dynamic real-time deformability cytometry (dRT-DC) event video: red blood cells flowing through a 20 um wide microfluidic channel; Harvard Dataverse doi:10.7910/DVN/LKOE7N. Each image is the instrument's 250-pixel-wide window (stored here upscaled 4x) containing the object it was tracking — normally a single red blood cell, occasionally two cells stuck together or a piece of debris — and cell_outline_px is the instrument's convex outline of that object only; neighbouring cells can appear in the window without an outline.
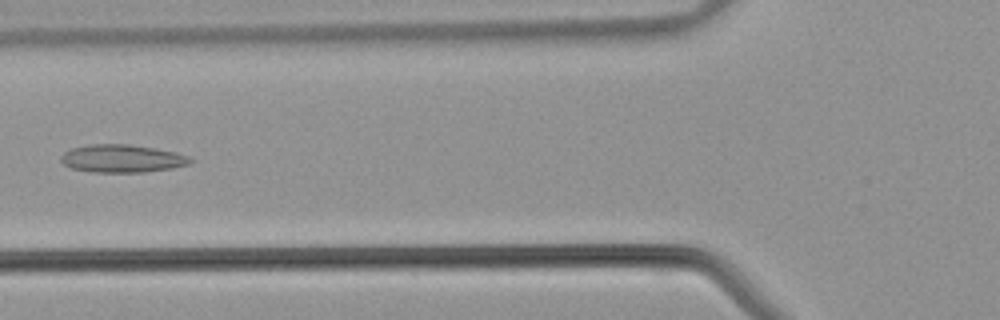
{"species": "common noctule bat (a hibernating species)", "species_latin": "Nyctalus noctula", "temperature_condition": "warm", "stored_images_in_passage": 39, "camera_frame_rate_fps": 3000, "um_per_image_px": 0.085, "animal": {"sex": "male", "body_mass_g": 21.5, "forearm_length_mm": 52.0}, "frame": {"image": 1, "passage_image": 13, "time_ms": 4.0, "image_size_px": [1000, 320], "cell_outline_px": [[196, 160], [188, 164], [172, 168], [144, 172], [92, 172], [72, 168], [64, 164], [60, 160], [60, 156], [64, 152], [72, 148], [88, 144], [128, 144], [176, 152], [188, 156]], "centroid_in_image_um": [10.37, 13.47], "position_along_channel_um": 115.4, "area_um2": 20.98}}
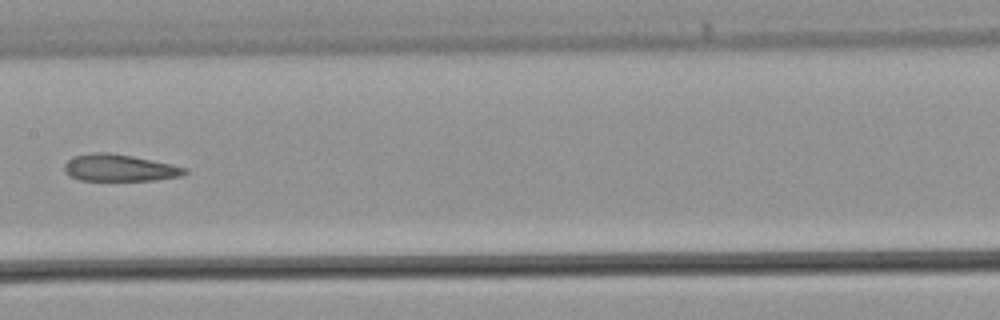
{"frame": {"image": 2, "passage_image": 18, "time_ms": 5.667, "image_size_px": [1000, 320], "cell_outline_px": [[188, 172], [180, 176], [152, 180], [80, 180], [68, 176], [64, 172], [64, 164], [72, 156], [96, 152], [108, 152], [132, 156], [172, 164], [188, 168]], "centroid_in_image_um": [10.12, 14.26], "position_along_channel_um": 197.3, "area_um2": 18.9}}
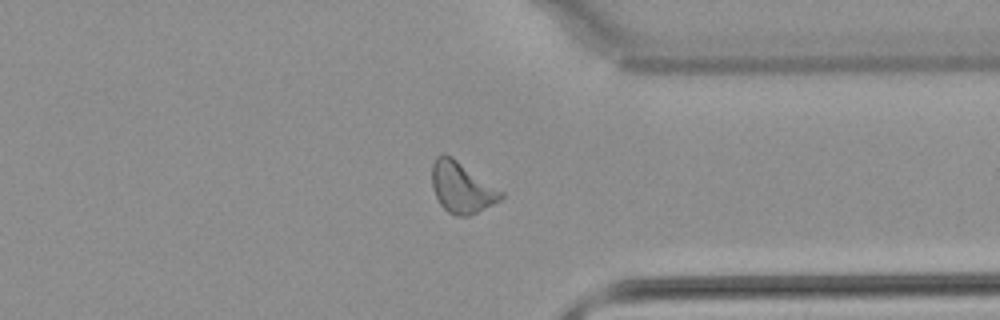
{"frame": {"image": 3, "passage_image": 29, "time_ms": 9.333, "image_size_px": [1000, 320], "cell_outline_px": [[504, 196], [500, 200], [468, 216], [456, 216], [448, 212], [440, 204], [432, 188], [432, 164], [436, 156], [444, 152], [452, 156], [504, 192]], "centroid_in_image_um": [39.22, 15.91], "position_along_channel_um": 372.2, "area_um2": 20.46}}